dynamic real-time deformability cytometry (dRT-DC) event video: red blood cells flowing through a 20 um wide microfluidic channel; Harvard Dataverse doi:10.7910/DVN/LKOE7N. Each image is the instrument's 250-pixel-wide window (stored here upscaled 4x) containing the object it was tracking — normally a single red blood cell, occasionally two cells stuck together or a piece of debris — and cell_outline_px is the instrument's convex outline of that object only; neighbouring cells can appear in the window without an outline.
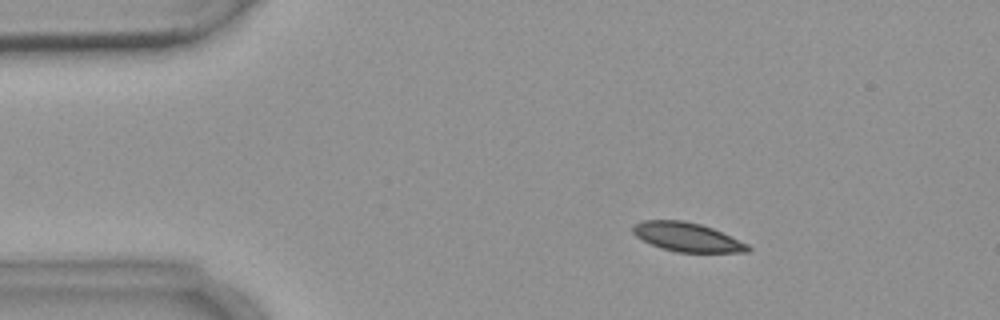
{"species": "common noctule bat (a hibernating species)", "species_latin": "Nyctalus noctula", "temperature_condition": "warm", "stored_images_in_passage": 3, "camera_frame_rate_fps": 3000, "um_per_image_px": 0.085, "animal": {"sex": "female", "body_mass_g": 18.4}, "frame": {"image": 1, "passage_image": 2, "time_ms": 1.0, "image_size_px": [1000, 320], "cell_outline_px": [[752, 248], [748, 252], [676, 252], [660, 248], [636, 236], [632, 232], [632, 228], [636, 224], [644, 220], [684, 220], [700, 224], [712, 228], [748, 244]], "centroid_in_image_um": [58.41, 20.15], "position_along_channel_um": 26.6, "area_um2": 19.25}}